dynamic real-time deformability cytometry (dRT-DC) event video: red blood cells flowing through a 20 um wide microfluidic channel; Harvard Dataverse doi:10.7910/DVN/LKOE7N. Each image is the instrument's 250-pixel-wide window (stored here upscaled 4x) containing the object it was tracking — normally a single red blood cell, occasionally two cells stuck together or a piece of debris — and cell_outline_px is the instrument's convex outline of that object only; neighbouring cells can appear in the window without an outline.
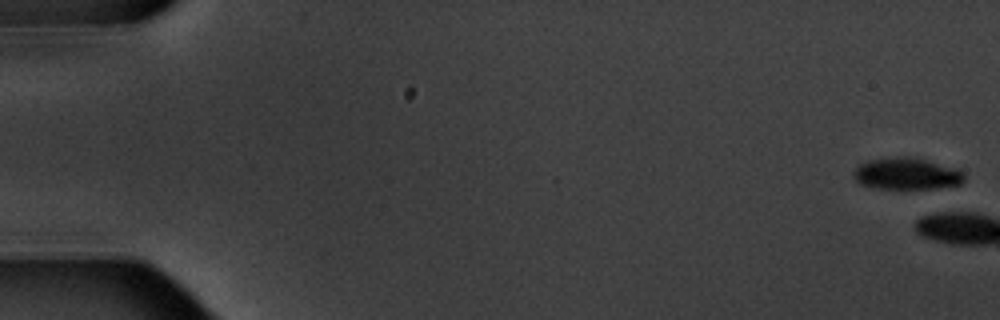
{"species": "common noctule bat (a hibernating species)", "species_latin": "Nyctalus noctula", "temperature_condition": "warm", "stored_images_in_passage": 8, "camera_frame_rate_fps": 3000, "um_per_image_px": 0.085, "animal": {"sex": "male", "body_mass_g": 20.1, "forearm_length_mm": 53.5}, "frame": {"image": 1, "passage_image": 1, "time_ms": 0.0, "image_size_px": [1000, 320], "cell_outline_px": [[964, 180], [960, 184], [936, 188], [880, 188], [860, 184], [856, 180], [852, 172], [860, 164], [868, 160], [888, 156], [916, 156], [952, 168], [960, 172], [964, 176]], "centroid_in_image_um": [77.01, 14.74], "position_along_channel_um": 8.0, "area_um2": 20.35}}